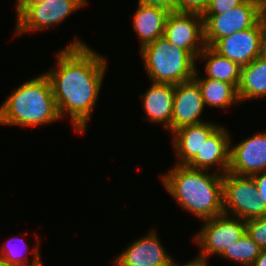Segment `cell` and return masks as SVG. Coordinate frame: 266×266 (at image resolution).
I'll return each instance as SVG.
<instances>
[{
    "instance_id": "6da1fadb",
    "label": "cell",
    "mask_w": 266,
    "mask_h": 266,
    "mask_svg": "<svg viewBox=\"0 0 266 266\" xmlns=\"http://www.w3.org/2000/svg\"><path fill=\"white\" fill-rule=\"evenodd\" d=\"M48 77L61 119L69 114L76 131L86 130L107 69L106 59L76 38L57 55Z\"/></svg>"
},
{
    "instance_id": "7a4b0ae2",
    "label": "cell",
    "mask_w": 266,
    "mask_h": 266,
    "mask_svg": "<svg viewBox=\"0 0 266 266\" xmlns=\"http://www.w3.org/2000/svg\"><path fill=\"white\" fill-rule=\"evenodd\" d=\"M162 181L178 204L199 219L204 221L224 213L222 174L176 165L163 175Z\"/></svg>"
},
{
    "instance_id": "3957f363",
    "label": "cell",
    "mask_w": 266,
    "mask_h": 266,
    "mask_svg": "<svg viewBox=\"0 0 266 266\" xmlns=\"http://www.w3.org/2000/svg\"><path fill=\"white\" fill-rule=\"evenodd\" d=\"M61 118L48 77L41 74L15 89L0 106V124L44 125Z\"/></svg>"
},
{
    "instance_id": "277c9868",
    "label": "cell",
    "mask_w": 266,
    "mask_h": 266,
    "mask_svg": "<svg viewBox=\"0 0 266 266\" xmlns=\"http://www.w3.org/2000/svg\"><path fill=\"white\" fill-rule=\"evenodd\" d=\"M141 57L153 83L177 85L193 79L196 59L164 37L140 48Z\"/></svg>"
},
{
    "instance_id": "5b68a950",
    "label": "cell",
    "mask_w": 266,
    "mask_h": 266,
    "mask_svg": "<svg viewBox=\"0 0 266 266\" xmlns=\"http://www.w3.org/2000/svg\"><path fill=\"white\" fill-rule=\"evenodd\" d=\"M252 176H239L230 172L223 175V210L242 220L266 216V203L259 196Z\"/></svg>"
},
{
    "instance_id": "8992f818",
    "label": "cell",
    "mask_w": 266,
    "mask_h": 266,
    "mask_svg": "<svg viewBox=\"0 0 266 266\" xmlns=\"http://www.w3.org/2000/svg\"><path fill=\"white\" fill-rule=\"evenodd\" d=\"M86 0H47L41 3H17V24L15 35L26 31L44 30L62 23L75 10L80 9Z\"/></svg>"
},
{
    "instance_id": "52a82bcc",
    "label": "cell",
    "mask_w": 266,
    "mask_h": 266,
    "mask_svg": "<svg viewBox=\"0 0 266 266\" xmlns=\"http://www.w3.org/2000/svg\"><path fill=\"white\" fill-rule=\"evenodd\" d=\"M262 0H246L221 15H202L205 46L218 39L250 29L260 21Z\"/></svg>"
},
{
    "instance_id": "ba28073f",
    "label": "cell",
    "mask_w": 266,
    "mask_h": 266,
    "mask_svg": "<svg viewBox=\"0 0 266 266\" xmlns=\"http://www.w3.org/2000/svg\"><path fill=\"white\" fill-rule=\"evenodd\" d=\"M232 218V219H231ZM203 227L194 237L199 244L200 254L208 257L222 255L227 248L238 241L246 233V221L227 214L204 220Z\"/></svg>"
},
{
    "instance_id": "9c48e42d",
    "label": "cell",
    "mask_w": 266,
    "mask_h": 266,
    "mask_svg": "<svg viewBox=\"0 0 266 266\" xmlns=\"http://www.w3.org/2000/svg\"><path fill=\"white\" fill-rule=\"evenodd\" d=\"M164 37L170 44L188 51L197 59L205 47L202 15L170 12L165 23Z\"/></svg>"
},
{
    "instance_id": "30bf717a",
    "label": "cell",
    "mask_w": 266,
    "mask_h": 266,
    "mask_svg": "<svg viewBox=\"0 0 266 266\" xmlns=\"http://www.w3.org/2000/svg\"><path fill=\"white\" fill-rule=\"evenodd\" d=\"M263 34L261 21L250 29L233 33L218 39L211 48L219 55L244 67L260 55V42Z\"/></svg>"
},
{
    "instance_id": "8fae6325",
    "label": "cell",
    "mask_w": 266,
    "mask_h": 266,
    "mask_svg": "<svg viewBox=\"0 0 266 266\" xmlns=\"http://www.w3.org/2000/svg\"><path fill=\"white\" fill-rule=\"evenodd\" d=\"M266 170V132L257 133L235 146L230 145L227 172L253 176Z\"/></svg>"
},
{
    "instance_id": "7c38bea8",
    "label": "cell",
    "mask_w": 266,
    "mask_h": 266,
    "mask_svg": "<svg viewBox=\"0 0 266 266\" xmlns=\"http://www.w3.org/2000/svg\"><path fill=\"white\" fill-rule=\"evenodd\" d=\"M204 107L199 85L194 79L175 85L171 132L205 122L200 119Z\"/></svg>"
},
{
    "instance_id": "4fadbf2b",
    "label": "cell",
    "mask_w": 266,
    "mask_h": 266,
    "mask_svg": "<svg viewBox=\"0 0 266 266\" xmlns=\"http://www.w3.org/2000/svg\"><path fill=\"white\" fill-rule=\"evenodd\" d=\"M172 258L165 251L156 231L134 241L115 258L114 266H170Z\"/></svg>"
},
{
    "instance_id": "5bb4252c",
    "label": "cell",
    "mask_w": 266,
    "mask_h": 266,
    "mask_svg": "<svg viewBox=\"0 0 266 266\" xmlns=\"http://www.w3.org/2000/svg\"><path fill=\"white\" fill-rule=\"evenodd\" d=\"M230 142L228 131L219 126L203 143L200 152L187 164L188 167L207 170L218 166L217 170L224 175L229 168Z\"/></svg>"
},
{
    "instance_id": "9a60e30c",
    "label": "cell",
    "mask_w": 266,
    "mask_h": 266,
    "mask_svg": "<svg viewBox=\"0 0 266 266\" xmlns=\"http://www.w3.org/2000/svg\"><path fill=\"white\" fill-rule=\"evenodd\" d=\"M209 122L181 127L174 132L173 147L179 162L176 165H187L197 154L204 142L219 127Z\"/></svg>"
},
{
    "instance_id": "2e32d148",
    "label": "cell",
    "mask_w": 266,
    "mask_h": 266,
    "mask_svg": "<svg viewBox=\"0 0 266 266\" xmlns=\"http://www.w3.org/2000/svg\"><path fill=\"white\" fill-rule=\"evenodd\" d=\"M175 85L152 83V86L141 95L144 99V111L149 121L164 124L171 132Z\"/></svg>"
},
{
    "instance_id": "e0dca14e",
    "label": "cell",
    "mask_w": 266,
    "mask_h": 266,
    "mask_svg": "<svg viewBox=\"0 0 266 266\" xmlns=\"http://www.w3.org/2000/svg\"><path fill=\"white\" fill-rule=\"evenodd\" d=\"M170 11L165 8L138 3L133 27L140 39L141 47L164 36L165 23Z\"/></svg>"
},
{
    "instance_id": "ac0fdd59",
    "label": "cell",
    "mask_w": 266,
    "mask_h": 266,
    "mask_svg": "<svg viewBox=\"0 0 266 266\" xmlns=\"http://www.w3.org/2000/svg\"><path fill=\"white\" fill-rule=\"evenodd\" d=\"M241 101L266 97V59L258 57L241 67L240 81L237 87Z\"/></svg>"
},
{
    "instance_id": "d6986e66",
    "label": "cell",
    "mask_w": 266,
    "mask_h": 266,
    "mask_svg": "<svg viewBox=\"0 0 266 266\" xmlns=\"http://www.w3.org/2000/svg\"><path fill=\"white\" fill-rule=\"evenodd\" d=\"M197 71L196 69L193 79L199 85L204 105L223 109L240 101L237 88L233 84L207 77L200 79L196 76Z\"/></svg>"
},
{
    "instance_id": "ffe728a7",
    "label": "cell",
    "mask_w": 266,
    "mask_h": 266,
    "mask_svg": "<svg viewBox=\"0 0 266 266\" xmlns=\"http://www.w3.org/2000/svg\"><path fill=\"white\" fill-rule=\"evenodd\" d=\"M204 61L207 78L217 79L233 84L236 88L239 85L241 67L226 57L219 55L211 47L205 46L199 54Z\"/></svg>"
},
{
    "instance_id": "44dd1931",
    "label": "cell",
    "mask_w": 266,
    "mask_h": 266,
    "mask_svg": "<svg viewBox=\"0 0 266 266\" xmlns=\"http://www.w3.org/2000/svg\"><path fill=\"white\" fill-rule=\"evenodd\" d=\"M261 251L262 248L245 233L230 248H227L221 256L243 266H252Z\"/></svg>"
},
{
    "instance_id": "7402d4cb",
    "label": "cell",
    "mask_w": 266,
    "mask_h": 266,
    "mask_svg": "<svg viewBox=\"0 0 266 266\" xmlns=\"http://www.w3.org/2000/svg\"><path fill=\"white\" fill-rule=\"evenodd\" d=\"M16 239H17V237H13V239L11 238V240H16ZM11 243H13V242H11ZM11 243L7 242V244H5L4 246L2 245V248H1L2 251L0 252V258L1 259L8 261L10 264H13L16 266H43L42 261L40 260V254H39V250H38L39 248L38 247H34L32 249L33 250L32 252L34 254L33 255L34 258H32V262L29 264V263H27L28 258L26 259L25 257H23V259H22V256L20 254L22 249H20L19 247H16V244H13L14 245L13 246ZM18 245H20V244H18ZM22 245L23 246L26 245V247H28V244L26 242H23Z\"/></svg>"
},
{
    "instance_id": "603a6c76",
    "label": "cell",
    "mask_w": 266,
    "mask_h": 266,
    "mask_svg": "<svg viewBox=\"0 0 266 266\" xmlns=\"http://www.w3.org/2000/svg\"><path fill=\"white\" fill-rule=\"evenodd\" d=\"M246 233L262 250L266 249V216L246 220Z\"/></svg>"
},
{
    "instance_id": "cb8c5ba5",
    "label": "cell",
    "mask_w": 266,
    "mask_h": 266,
    "mask_svg": "<svg viewBox=\"0 0 266 266\" xmlns=\"http://www.w3.org/2000/svg\"><path fill=\"white\" fill-rule=\"evenodd\" d=\"M246 0H209L203 15H221Z\"/></svg>"
},
{
    "instance_id": "d4e9b609",
    "label": "cell",
    "mask_w": 266,
    "mask_h": 266,
    "mask_svg": "<svg viewBox=\"0 0 266 266\" xmlns=\"http://www.w3.org/2000/svg\"><path fill=\"white\" fill-rule=\"evenodd\" d=\"M209 0H176V11L203 15Z\"/></svg>"
},
{
    "instance_id": "484cf974",
    "label": "cell",
    "mask_w": 266,
    "mask_h": 266,
    "mask_svg": "<svg viewBox=\"0 0 266 266\" xmlns=\"http://www.w3.org/2000/svg\"><path fill=\"white\" fill-rule=\"evenodd\" d=\"M257 184L259 196L261 200L266 203V170L263 172L256 173L252 176Z\"/></svg>"
},
{
    "instance_id": "4316f807",
    "label": "cell",
    "mask_w": 266,
    "mask_h": 266,
    "mask_svg": "<svg viewBox=\"0 0 266 266\" xmlns=\"http://www.w3.org/2000/svg\"><path fill=\"white\" fill-rule=\"evenodd\" d=\"M199 257V258H198ZM196 257L194 260L189 261L188 263H186L183 266H208L207 265V257H205L204 255H201ZM170 266H178V264H176L174 262V260H171V264Z\"/></svg>"
},
{
    "instance_id": "83f0119b",
    "label": "cell",
    "mask_w": 266,
    "mask_h": 266,
    "mask_svg": "<svg viewBox=\"0 0 266 266\" xmlns=\"http://www.w3.org/2000/svg\"><path fill=\"white\" fill-rule=\"evenodd\" d=\"M260 21L263 27V32L266 34V0H262Z\"/></svg>"
},
{
    "instance_id": "f1b7e54d",
    "label": "cell",
    "mask_w": 266,
    "mask_h": 266,
    "mask_svg": "<svg viewBox=\"0 0 266 266\" xmlns=\"http://www.w3.org/2000/svg\"><path fill=\"white\" fill-rule=\"evenodd\" d=\"M252 266H266V249L261 251Z\"/></svg>"
},
{
    "instance_id": "f546056e",
    "label": "cell",
    "mask_w": 266,
    "mask_h": 266,
    "mask_svg": "<svg viewBox=\"0 0 266 266\" xmlns=\"http://www.w3.org/2000/svg\"><path fill=\"white\" fill-rule=\"evenodd\" d=\"M259 56L266 59V34L264 32L261 36Z\"/></svg>"
},
{
    "instance_id": "4dcf8cb0",
    "label": "cell",
    "mask_w": 266,
    "mask_h": 266,
    "mask_svg": "<svg viewBox=\"0 0 266 266\" xmlns=\"http://www.w3.org/2000/svg\"><path fill=\"white\" fill-rule=\"evenodd\" d=\"M17 3H41L46 2L47 0H16Z\"/></svg>"
},
{
    "instance_id": "1f68e13d",
    "label": "cell",
    "mask_w": 266,
    "mask_h": 266,
    "mask_svg": "<svg viewBox=\"0 0 266 266\" xmlns=\"http://www.w3.org/2000/svg\"><path fill=\"white\" fill-rule=\"evenodd\" d=\"M0 266H16L0 258Z\"/></svg>"
}]
</instances>
